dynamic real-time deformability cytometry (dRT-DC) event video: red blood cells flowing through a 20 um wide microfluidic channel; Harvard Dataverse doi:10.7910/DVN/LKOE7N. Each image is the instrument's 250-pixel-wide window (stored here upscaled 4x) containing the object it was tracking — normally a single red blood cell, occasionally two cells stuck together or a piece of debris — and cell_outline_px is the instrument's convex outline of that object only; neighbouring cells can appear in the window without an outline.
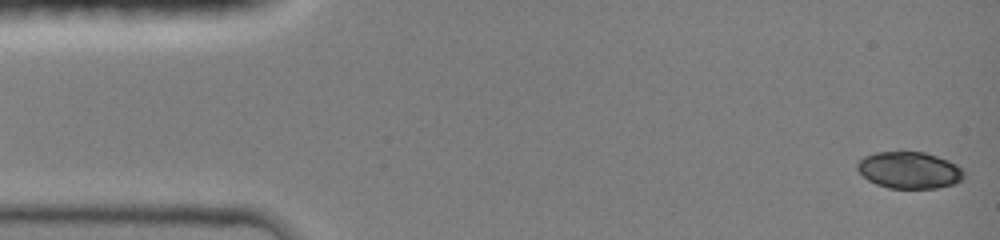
{"species": "common noctule bat (a hibernating species)", "species_latin": "Nyctalus noctula", "temperature_condition": "room temperature", "stored_images_in_passage": 46, "camera_frame_rate_fps": 3000, "um_per_image_px": 0.085, "animal": {"sex": "female", "body_mass_g": 19.0, "forearm_length_mm": 51.5}, "frame": {"image": 1, "passage_image": 1, "time_ms": 0.0, "image_size_px": [1000, 240], "cell_outline_px": [[964, 176], [960, 180], [952, 184], [936, 188], [888, 188], [876, 184], [868, 180], [856, 168], [856, 164], [864, 156], [876, 152], [924, 152], [948, 160], [956, 164], [964, 172]], "centroid_in_image_um": [77.26, 14.46], "position_along_channel_um": 7.7, "area_um2": 22.66}}
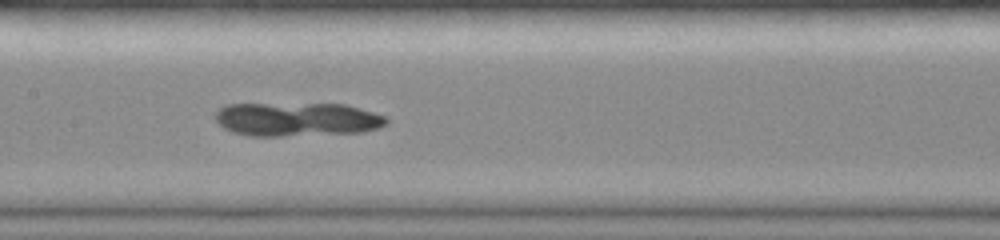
{"frame": {"image": 2, "passage_image": 23, "time_ms": 7.0, "image_size_px": [1000, 240], "cell_outline_px": [[388, 124], [380, 128], [360, 132], [280, 136], [252, 136], [232, 132], [224, 128], [216, 120], [216, 112], [220, 108], [228, 104], [344, 104], [388, 116]], "centroid_in_image_um": [25.28, 10.14], "position_along_channel_um": 182.1, "area_um2": 33.64}}
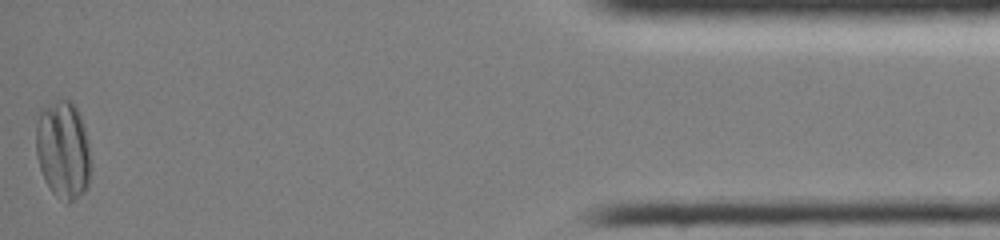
{"frame": {"image": 3, "passage_image": 46, "time_ms": 14.667, "image_size_px": [1000, 240], "cell_outline_px": [[92, 168], [88, 188], [84, 192], [68, 204], [52, 192], [48, 188], [44, 180], [36, 156], [36, 124], [40, 108], [56, 100], [72, 100], [80, 116], [88, 140], [92, 164]], "centroid_in_image_um": [5.37, 12.75], "position_along_channel_um": 429.8, "area_um2": 31.96}}